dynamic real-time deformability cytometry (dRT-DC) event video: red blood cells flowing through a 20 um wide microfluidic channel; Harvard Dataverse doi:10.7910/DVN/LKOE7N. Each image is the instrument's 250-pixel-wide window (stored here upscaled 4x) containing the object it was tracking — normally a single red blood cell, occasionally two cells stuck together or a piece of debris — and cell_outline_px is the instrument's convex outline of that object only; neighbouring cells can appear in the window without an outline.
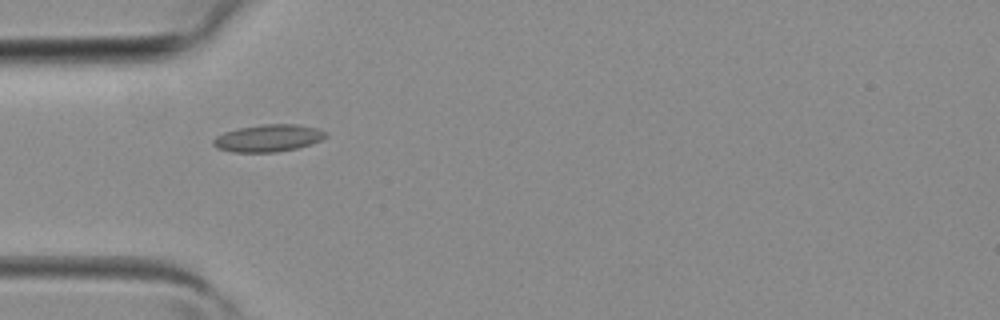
{"species": "common noctule bat (a hibernating species)", "species_latin": "Nyctalus noctula", "temperature_condition": "room temperature", "stored_images_in_passage": 6, "camera_frame_rate_fps": 3000, "um_per_image_px": 0.085, "animal": {"sex": "female", "body_mass_g": 19.3, "forearm_length_mm": 54.1}, "frame": {"image": 1, "passage_image": 5, "time_ms": 1.333, "image_size_px": [1000, 320], "cell_outline_px": [[328, 136], [312, 144], [296, 148], [276, 152], [232, 152], [216, 148], [212, 144], [212, 140], [216, 136], [224, 132], [240, 128], [264, 124], [296, 124], [316, 128], [328, 132]], "centroid_in_image_um": [22.8, 11.74], "position_along_channel_um": 62.2, "area_um2": 17.86}}
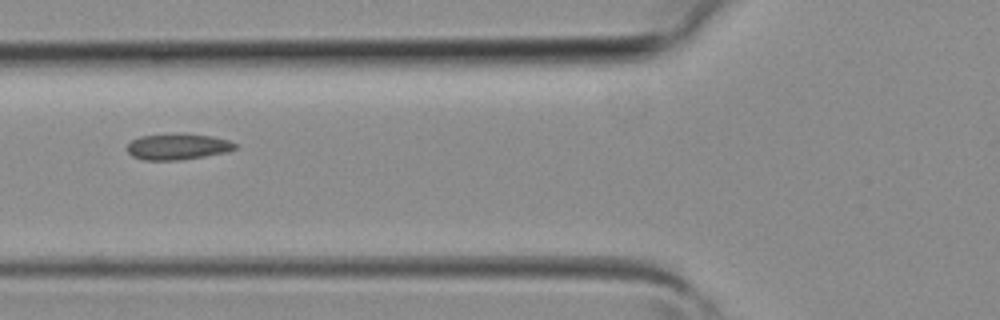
{"frame": {"image": 2, "passage_image": 6, "time_ms": 1.667, "image_size_px": [1000, 320], "cell_outline_px": [[240, 144], [236, 148], [224, 152], [204, 156], [180, 160], [144, 160], [132, 156], [128, 152], [128, 144], [132, 140], [140, 136], [184, 132], [212, 136], [228, 140]], "centroid_in_image_um": [15.12, 12.44], "position_along_channel_um": 110.7, "area_um2": 16.59}}